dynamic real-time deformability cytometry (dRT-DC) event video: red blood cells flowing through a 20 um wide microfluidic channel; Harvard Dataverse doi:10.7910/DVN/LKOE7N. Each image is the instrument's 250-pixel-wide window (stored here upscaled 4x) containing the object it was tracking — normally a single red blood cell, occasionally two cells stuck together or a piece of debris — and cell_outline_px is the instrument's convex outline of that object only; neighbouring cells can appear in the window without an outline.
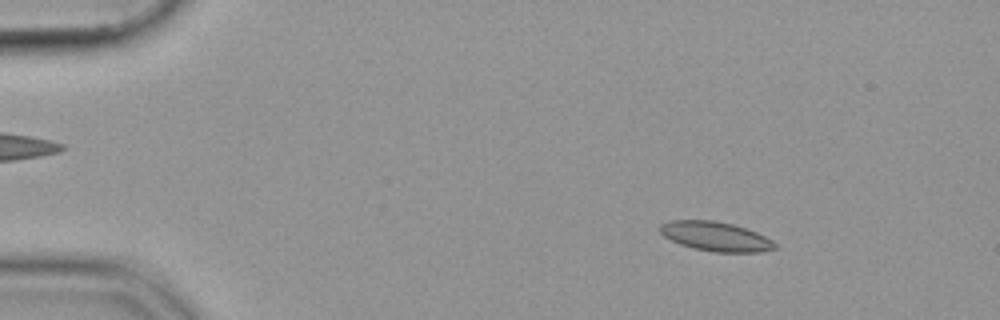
{"species": "common noctule bat (a hibernating species)", "species_latin": "Nyctalus noctula", "temperature_condition": "cold", "stored_images_in_passage": 54, "camera_frame_rate_fps": 3000, "um_per_image_px": 0.085, "animal": {"sex": "female", "body_mass_g": 19.9}, "frame": {"image": 1, "passage_image": 8, "time_ms": 2.333, "image_size_px": [1000, 320], "cell_outline_px": [[776, 248], [760, 252], [712, 252], [692, 248], [680, 244], [664, 236], [660, 232], [660, 224], [672, 220], [712, 220], [732, 224], [756, 232], [772, 240], [776, 244]], "centroid_in_image_um": [60.82, 20.1], "position_along_channel_um": 24.2, "area_um2": 19.54}}
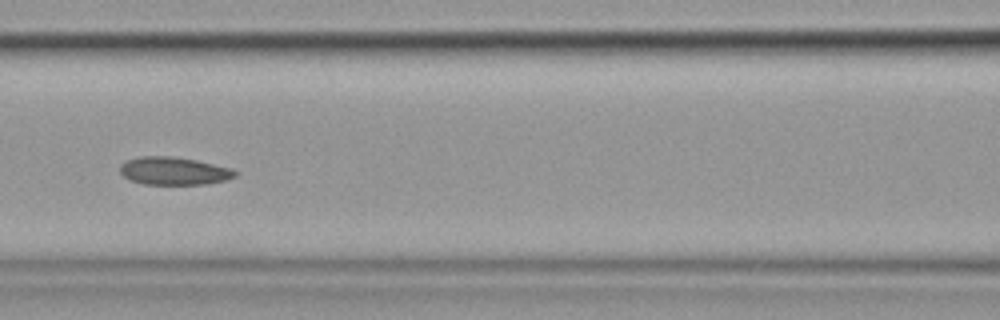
{"frame": {"image": 2, "passage_image": 25, "time_ms": 8.0, "image_size_px": [1000, 320], "cell_outline_px": [[236, 176], [224, 180], [208, 184], [144, 184], [128, 180], [120, 172], [120, 164], [128, 160], [140, 156], [168, 156], [196, 160], [232, 168], [236, 172]], "centroid_in_image_um": [14.76, 14.53], "position_along_channel_um": 151.8, "area_um2": 18.61}}
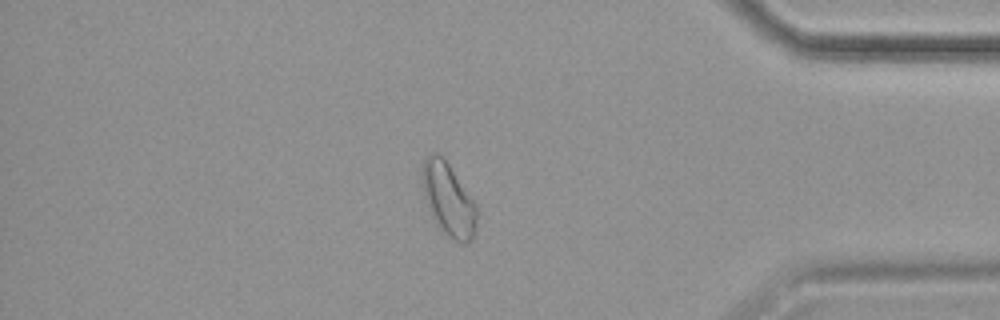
{"frame": {"image": 3, "passage_image": 47, "time_ms": 15.333, "image_size_px": [1000, 320], "cell_outline_px": [[480, 212], [472, 240], [464, 244], [448, 236], [436, 224], [428, 208], [424, 196], [420, 176], [424, 160], [432, 152], [436, 152], [448, 164], [476, 204]], "centroid_in_image_um": [38.12, 16.98], "position_along_channel_um": 397.1, "area_um2": 23.24}}